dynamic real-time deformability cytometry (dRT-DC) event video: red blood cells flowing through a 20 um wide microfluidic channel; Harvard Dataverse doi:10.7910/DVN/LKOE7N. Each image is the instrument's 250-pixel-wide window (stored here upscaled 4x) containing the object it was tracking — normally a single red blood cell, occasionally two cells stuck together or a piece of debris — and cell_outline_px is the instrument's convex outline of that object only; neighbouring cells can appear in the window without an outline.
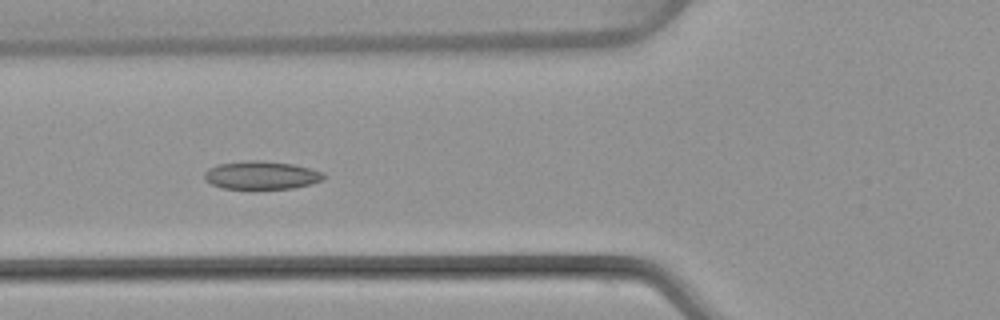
{"species": "common noctule bat (a hibernating species)", "species_latin": "Nyctalus noctula", "temperature_condition": "warm", "stored_images_in_passage": 36, "camera_frame_rate_fps": 3000, "um_per_image_px": 0.085, "animal": {"sex": "female", "body_mass_g": 22.7, "forearm_length_mm": 54.2}, "frame": {"image": 1, "passage_image": 12, "time_ms": 3.667, "image_size_px": [1000, 320], "cell_outline_px": [[324, 176], [320, 180], [312, 184], [292, 188], [224, 188], [212, 184], [204, 180], [204, 172], [208, 168], [216, 164], [248, 160], [264, 160], [292, 164], [324, 172]], "centroid_in_image_um": [22.18, 14.87], "position_along_channel_um": 103.6, "area_um2": 19.48}}
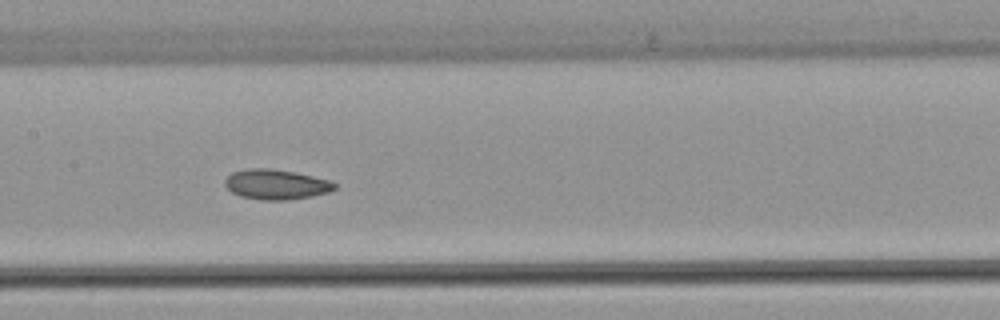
{"frame": {"image": 2, "passage_image": 18, "time_ms": 5.667, "image_size_px": [1000, 320], "cell_outline_px": [[336, 188], [328, 192], [312, 196], [288, 200], [260, 200], [240, 196], [232, 192], [224, 184], [224, 180], [232, 172], [248, 168], [272, 168], [332, 180], [336, 184]], "centroid_in_image_um": [23.46, 15.67], "position_along_channel_um": 183.9, "area_um2": 19.25}}
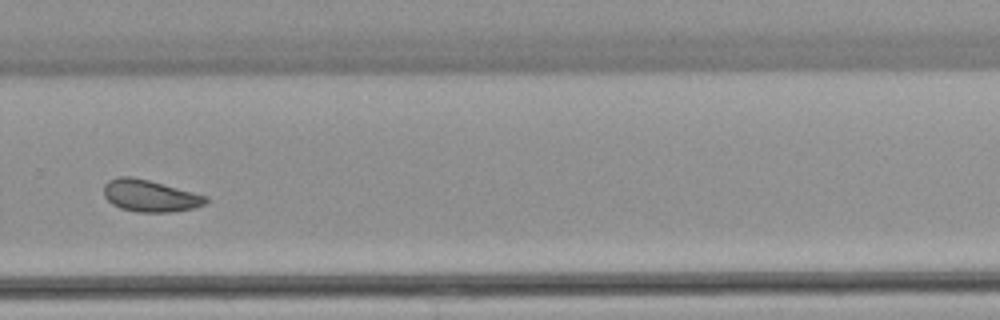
{"frame": {"image": 3, "passage_image": 28, "time_ms": 9.0, "image_size_px": [1000, 320], "cell_outline_px": [[208, 200], [204, 204], [192, 208], [168, 212], [136, 212], [120, 208], [112, 204], [104, 196], [104, 184], [108, 180], [116, 176], [132, 176], [148, 180], [208, 196]], "centroid_in_image_um": [12.7, 16.63], "position_along_channel_um": 317.1, "area_um2": 18.9}, "authors_computed_cell_mechanics": {"area_um2": 19.4208, "velocity_mm_per_s": 4.0127, "shape_relaxation_time_tau1_ms": 11.1606, "shape_relaxation_time_tau2_ms": 3.5543, "deformation_change_tau1": 0.1618, "deformation_change_tau2": 0.0847}}